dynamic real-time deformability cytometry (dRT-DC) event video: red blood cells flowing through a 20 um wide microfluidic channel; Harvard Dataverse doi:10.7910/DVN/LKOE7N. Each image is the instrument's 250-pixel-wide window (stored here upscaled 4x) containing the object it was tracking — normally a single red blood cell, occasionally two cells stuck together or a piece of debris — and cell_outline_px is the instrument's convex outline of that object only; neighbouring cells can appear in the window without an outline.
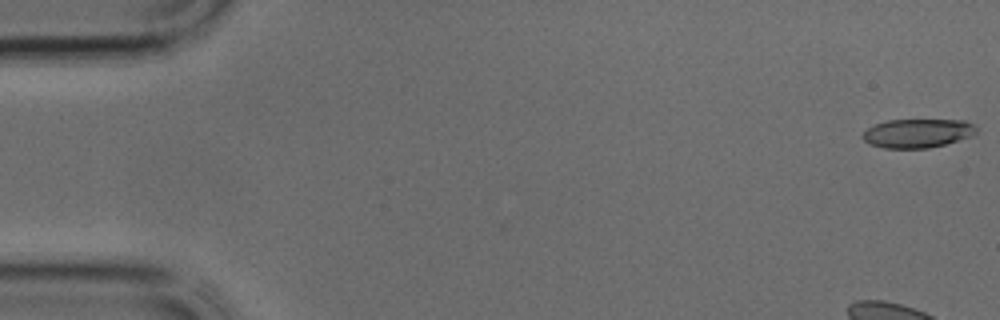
{"species": "common noctule bat (a hibernating species)", "species_latin": "Nyctalus noctula", "temperature_condition": "cold", "stored_images_in_passage": 39, "camera_frame_rate_fps": 3000, "um_per_image_px": 0.085, "animal": {"sex": "male", "body_mass_g": 17.9, "forearm_length_mm": 54.2}, "frame": {"image": 1, "passage_image": 1, "time_ms": 0.0, "image_size_px": [1000, 320], "cell_outline_px": [[976, 132], [972, 136], [944, 144], [928, 148], [884, 148], [868, 144], [864, 140], [864, 132], [868, 128], [876, 124], [888, 120], [964, 120], [972, 124], [976, 128]], "centroid_in_image_um": [77.99, 11.33], "position_along_channel_um": 7.0, "area_um2": 18.9}}